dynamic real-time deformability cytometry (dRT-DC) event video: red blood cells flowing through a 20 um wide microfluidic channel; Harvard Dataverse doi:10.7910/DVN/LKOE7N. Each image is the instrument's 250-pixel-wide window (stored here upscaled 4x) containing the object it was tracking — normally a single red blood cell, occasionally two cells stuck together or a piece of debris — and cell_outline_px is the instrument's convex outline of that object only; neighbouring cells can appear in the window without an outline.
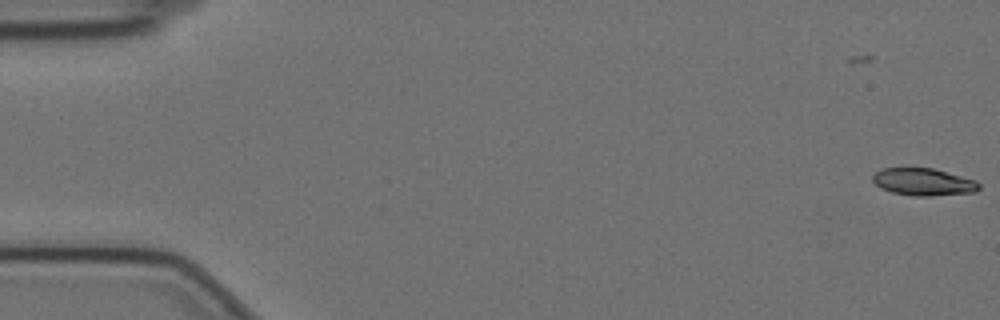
{"species": "Egyptian fruit bat (a non-hibernating species)", "species_latin": "Rousettus aegyptiacus", "temperature_condition": "cold", "stored_images_in_passage": 5, "camera_frame_rate_fps": 3000, "um_per_image_px": 0.085, "animal": {"sex": "female"}, "frame": {"image": 1, "passage_image": 5, "time_ms": 1.333, "image_size_px": [1000, 320], "cell_outline_px": [[980, 188], [976, 192], [932, 196], [912, 196], [892, 192], [880, 188], [872, 180], [872, 176], [880, 168], [932, 168], [976, 180], [980, 184]], "centroid_in_image_um": [78.49, 15.47], "position_along_channel_um": 6.5, "area_um2": 16.99}}